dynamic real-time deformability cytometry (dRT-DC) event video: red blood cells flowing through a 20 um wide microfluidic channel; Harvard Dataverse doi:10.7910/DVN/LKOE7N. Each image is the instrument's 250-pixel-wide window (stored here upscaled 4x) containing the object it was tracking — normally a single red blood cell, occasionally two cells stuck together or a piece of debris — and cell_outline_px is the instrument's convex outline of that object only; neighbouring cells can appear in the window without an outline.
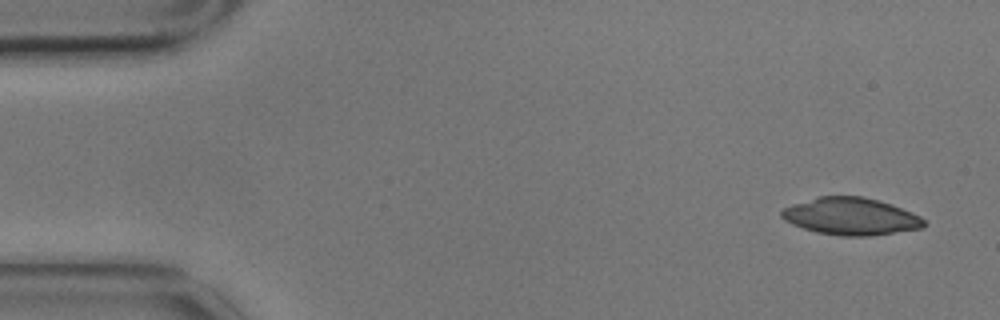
{"species": "common noctule bat (a hibernating species)", "species_latin": "Nyctalus noctula", "temperature_condition": "cold", "stored_images_in_passage": 5, "camera_frame_rate_fps": 3000, "um_per_image_px": 0.085, "animal": {"sex": "male", "body_mass_g": 17.9}, "frame": {"image": 1, "passage_image": 1, "time_ms": 0.0, "image_size_px": [1000, 320], "cell_outline_px": [[928, 224], [924, 228], [868, 236], [840, 236], [816, 232], [792, 224], [784, 220], [780, 216], [780, 212], [784, 208], [792, 204], [816, 196], [864, 196], [892, 204], [912, 212], [920, 216]], "centroid_in_image_um": [72.33, 18.39], "position_along_channel_um": 12.7, "area_um2": 31.15}}